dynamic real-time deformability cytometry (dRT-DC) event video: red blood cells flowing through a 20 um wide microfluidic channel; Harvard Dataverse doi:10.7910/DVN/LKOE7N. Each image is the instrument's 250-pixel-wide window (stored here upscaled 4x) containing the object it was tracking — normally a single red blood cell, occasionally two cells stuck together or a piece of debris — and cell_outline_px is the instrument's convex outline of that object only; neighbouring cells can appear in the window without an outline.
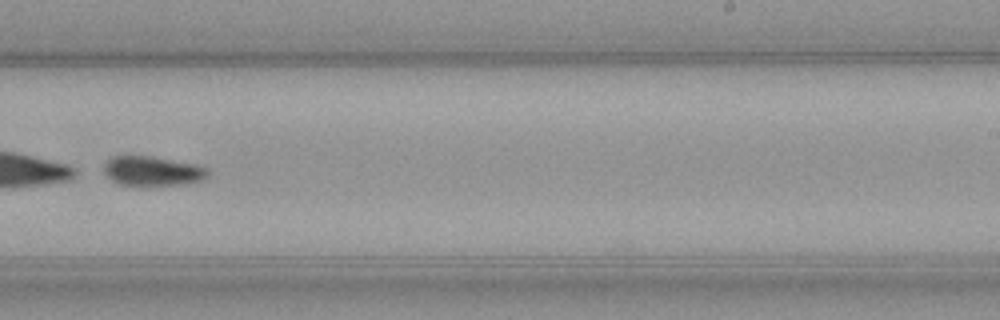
{"species": "common noctule bat (a hibernating species)", "species_latin": "Nyctalus noctula", "temperature_condition": "warm", "stored_images_in_passage": 41, "segment_of_instrument_passage": [2, 2], "camera_frame_rate_fps": 3000, "um_per_image_px": 0.085, "animal": {"sex": "female", "body_mass_g": 21.9}, "frame": {"image": 1, "passage_image": 23, "time_ms": 7.333, "image_size_px": [1000, 320], "cell_outline_px": [[208, 176], [204, 180], [188, 184], [116, 184], [104, 172], [104, 164], [112, 156], [148, 156], [200, 164], [208, 168]], "centroid_in_image_um": [13.02, 14.52], "position_along_channel_um": 276.0, "area_um2": 17.8}}